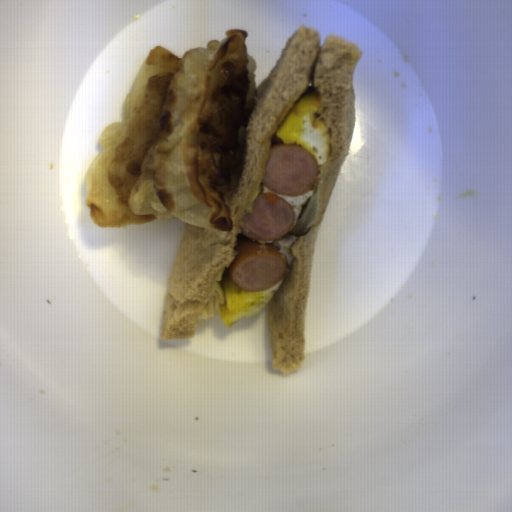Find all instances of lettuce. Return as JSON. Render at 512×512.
I'll return each instance as SVG.
<instances>
[{"mask_svg":"<svg viewBox=\"0 0 512 512\" xmlns=\"http://www.w3.org/2000/svg\"><path fill=\"white\" fill-rule=\"evenodd\" d=\"M225 272V268H222L212 280L210 292L204 302L203 309L198 314V322L200 324H204L206 320L212 319L215 311L219 309L220 305H223L225 301L223 286V276Z\"/></svg>","mask_w":512,"mask_h":512,"instance_id":"obj_1","label":"lettuce"}]
</instances>
